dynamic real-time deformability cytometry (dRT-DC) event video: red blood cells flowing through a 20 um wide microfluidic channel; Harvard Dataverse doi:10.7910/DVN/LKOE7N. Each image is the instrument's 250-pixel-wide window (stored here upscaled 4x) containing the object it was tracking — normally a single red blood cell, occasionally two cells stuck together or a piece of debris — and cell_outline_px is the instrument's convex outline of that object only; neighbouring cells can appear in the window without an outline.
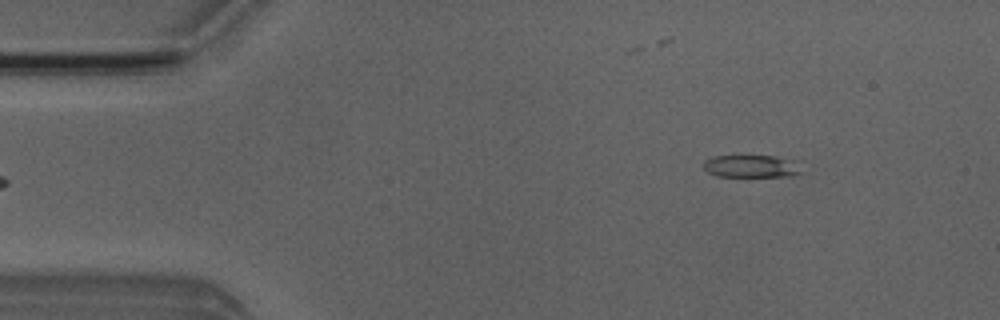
{"species": "Egyptian fruit bat (a non-hibernating species)", "species_latin": "Rousettus aegyptiacus", "temperature_condition": "room temperature", "stored_images_in_passage": 3, "camera_frame_rate_fps": 3000, "um_per_image_px": 0.085, "animal": {"sex": "male"}, "frame": {"image": 1, "passage_image": 3, "time_ms": 3.333, "image_size_px": [1000, 320], "cell_outline_px": [[804, 172], [792, 176], [716, 176], [708, 172], [704, 168], [704, 160], [712, 156], [776, 156], [792, 160]], "centroid_in_image_um": [63.85, 14.13], "position_along_channel_um": 21.1, "area_um2": 12.77}}